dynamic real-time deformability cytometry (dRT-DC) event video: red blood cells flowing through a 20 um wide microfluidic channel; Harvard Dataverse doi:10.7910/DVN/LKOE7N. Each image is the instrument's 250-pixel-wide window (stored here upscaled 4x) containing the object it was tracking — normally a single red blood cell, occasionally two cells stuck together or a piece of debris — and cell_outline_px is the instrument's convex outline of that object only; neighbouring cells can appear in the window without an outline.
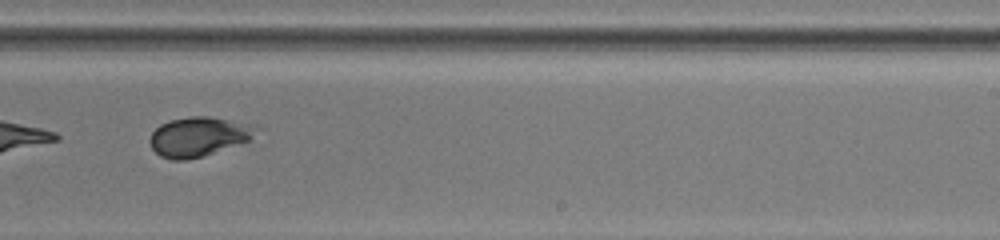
{"species": "common noctule bat (a hibernating species)", "species_latin": "Nyctalus noctula", "temperature_condition": "warm", "stored_images_in_passage": 15, "camera_frame_rate_fps": 3000, "um_per_image_px": 0.085, "animal": {"sex": "female", "body_mass_g": 19.5, "forearm_length_mm": 54.1}, "frame": {"image": 1, "passage_image": 11, "time_ms": 9.0, "image_size_px": [1000, 240], "cell_outline_px": [[260, 128], [248, 140], [204, 156], [184, 160], [172, 160], [160, 156], [152, 148], [148, 140], [152, 132], [160, 124], [172, 120], [192, 116], [208, 116], [256, 124]], "centroid_in_image_um": [16.88, 11.6], "position_along_channel_um": 272.1, "area_um2": 24.39}}